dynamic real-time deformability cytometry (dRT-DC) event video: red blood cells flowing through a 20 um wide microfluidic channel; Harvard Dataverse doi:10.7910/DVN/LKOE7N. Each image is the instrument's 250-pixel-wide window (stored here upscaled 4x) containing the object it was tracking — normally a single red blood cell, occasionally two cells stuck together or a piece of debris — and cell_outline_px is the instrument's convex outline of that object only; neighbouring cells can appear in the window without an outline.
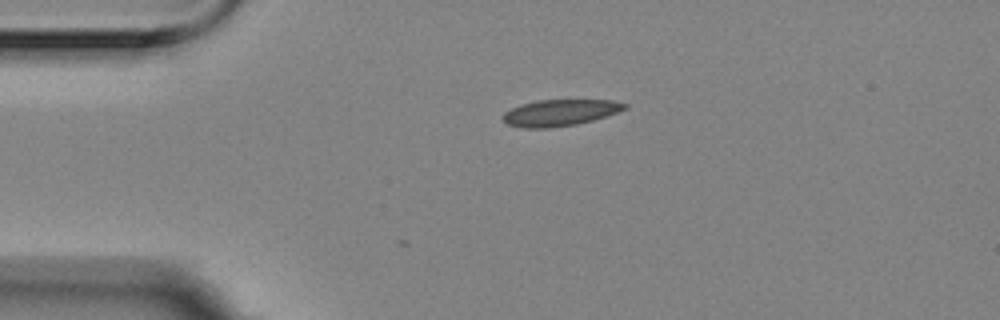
{"species": "Egyptian fruit bat (a non-hibernating species)", "species_latin": "Rousettus aegyptiacus", "temperature_condition": "room temperature", "stored_images_in_passage": 2, "camera_frame_rate_fps": 3000, "um_per_image_px": 0.085, "animal": {"sex": "female"}, "frame": {"image": 1, "passage_image": 1, "time_ms": 0.0, "image_size_px": [1000, 320], "cell_outline_px": [[628, 108], [592, 120], [576, 124], [548, 128], [524, 128], [508, 124], [504, 120], [504, 112], [520, 104], [536, 100], [612, 100], [628, 104]], "centroid_in_image_um": [47.59, 9.57], "position_along_channel_um": 37.4, "area_um2": 18.55}}